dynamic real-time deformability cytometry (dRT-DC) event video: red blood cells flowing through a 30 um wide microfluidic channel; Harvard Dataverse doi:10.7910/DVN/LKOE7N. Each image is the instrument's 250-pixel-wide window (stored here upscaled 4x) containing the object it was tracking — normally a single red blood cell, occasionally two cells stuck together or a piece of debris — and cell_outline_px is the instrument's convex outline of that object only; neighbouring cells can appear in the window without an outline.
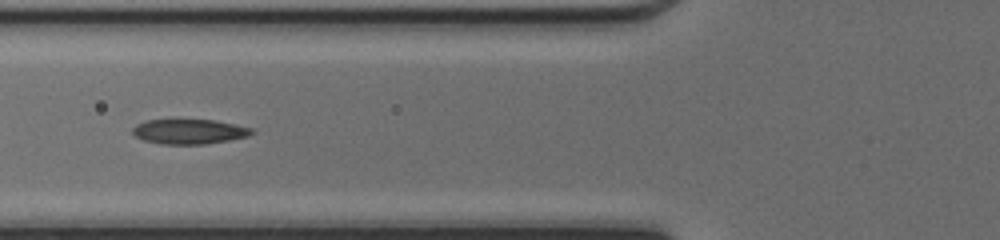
{"species": "common noctule bat (a hibernating species)", "species_latin": "Nyctalus noctula", "temperature_condition": "cold", "stored_images_in_passage": 46, "segment_of_instrument_passage": [2, 2], "camera_frame_rate_fps": 3000, "um_per_image_px": 0.085, "animal": {"sex": "female", "body_mass_g": 17.0, "forearm_length_mm": 48.0}, "frame": {"image": 1, "passage_image": 19, "time_ms": 6.0, "image_size_px": [1000, 240], "cell_outline_px": [[256, 132], [248, 136], [228, 140], [204, 144], [160, 144], [144, 140], [136, 136], [132, 132], [132, 128], [136, 124], [144, 120], [216, 120], [252, 128]], "centroid_in_image_um": [16.08, 11.18], "position_along_channel_um": 109.7, "area_um2": 17.22}}
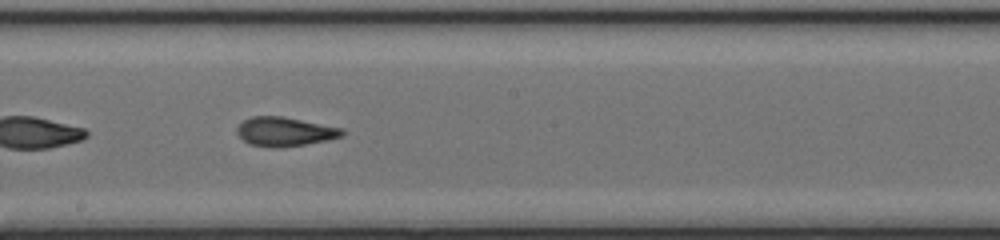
{"frame": {"image": 2, "passage_image": 27, "time_ms": 8.667, "image_size_px": [1000, 240], "cell_outline_px": [[344, 136], [304, 144], [248, 144], [236, 132], [236, 128], [244, 120], [252, 116], [280, 116], [344, 128]], "centroid_in_image_um": [24.23, 11.13], "position_along_channel_um": 224.0, "area_um2": 16.82}}
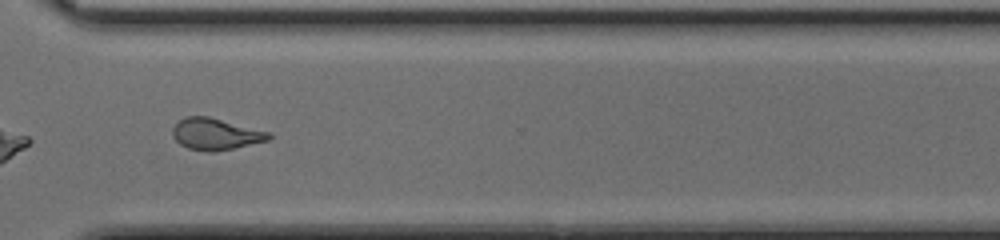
{"frame": {"image": 3, "passage_image": 36, "time_ms": 11.667, "image_size_px": [1000, 240], "cell_outline_px": [[272, 136], [268, 140], [232, 148], [208, 152], [188, 148], [180, 144], [172, 136], [172, 128], [180, 120], [188, 116], [208, 116], [272, 132]], "centroid_in_image_um": [18.33, 11.38], "position_along_channel_um": 352.3, "area_um2": 17.57}}